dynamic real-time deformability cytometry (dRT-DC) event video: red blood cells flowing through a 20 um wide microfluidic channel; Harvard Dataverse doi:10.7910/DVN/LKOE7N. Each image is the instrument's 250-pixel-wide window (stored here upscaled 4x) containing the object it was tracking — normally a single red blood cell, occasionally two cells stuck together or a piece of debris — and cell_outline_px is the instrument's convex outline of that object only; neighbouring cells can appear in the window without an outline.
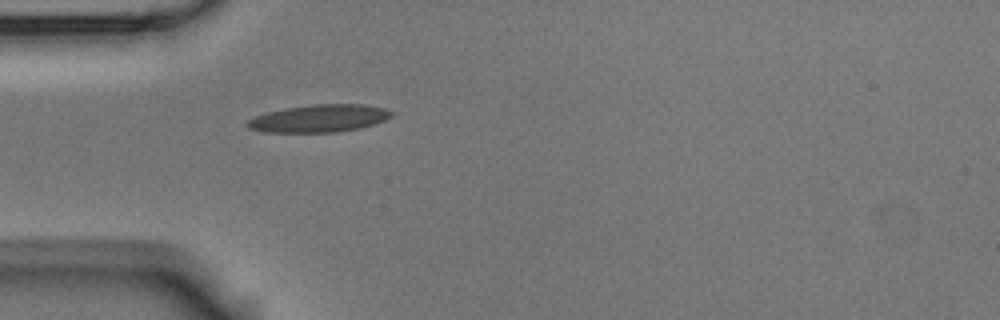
{"species": "Egyptian fruit bat (a non-hibernating species)", "species_latin": "Rousettus aegyptiacus", "temperature_condition": "room temperature", "stored_images_in_passage": 4, "camera_frame_rate_fps": 3000, "um_per_image_px": 0.085, "animal": {"sex": "male"}, "frame": {"image": 1, "passage_image": 4, "time_ms": 1.0, "image_size_px": [1000, 320], "cell_outline_px": [[392, 116], [384, 120], [360, 128], [336, 132], [264, 132], [248, 128], [244, 124], [248, 120], [256, 116], [268, 112], [288, 108], [312, 104], [364, 104], [384, 108], [392, 112]], "centroid_in_image_um": [27.11, 10.06], "position_along_channel_um": 57.9, "area_um2": 22.95}}